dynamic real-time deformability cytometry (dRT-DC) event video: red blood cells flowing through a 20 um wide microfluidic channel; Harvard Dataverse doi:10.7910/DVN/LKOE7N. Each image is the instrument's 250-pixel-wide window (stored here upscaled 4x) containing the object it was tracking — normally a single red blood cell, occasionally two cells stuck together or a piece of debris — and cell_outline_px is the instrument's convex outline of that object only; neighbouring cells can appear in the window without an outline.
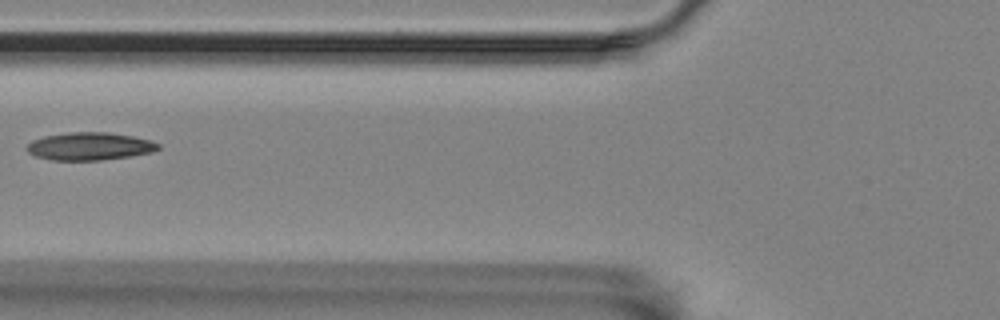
{"species": "Egyptian fruit bat (a non-hibernating species)", "species_latin": "Rousettus aegyptiacus", "temperature_condition": "room temperature", "stored_images_in_passage": 6, "camera_frame_rate_fps": 3000, "um_per_image_px": 0.085, "animal": {"sex": "female"}, "frame": {"image": 1, "passage_image": 6, "time_ms": 6.667, "image_size_px": [1000, 320], "cell_outline_px": [[160, 148], [152, 152], [128, 156], [100, 160], [52, 160], [36, 156], [28, 152], [24, 148], [32, 140], [44, 136], [68, 132], [108, 132], [132, 136], [148, 140], [160, 144]], "centroid_in_image_um": [7.58, 12.43], "position_along_channel_um": 118.2, "area_um2": 21.15}}